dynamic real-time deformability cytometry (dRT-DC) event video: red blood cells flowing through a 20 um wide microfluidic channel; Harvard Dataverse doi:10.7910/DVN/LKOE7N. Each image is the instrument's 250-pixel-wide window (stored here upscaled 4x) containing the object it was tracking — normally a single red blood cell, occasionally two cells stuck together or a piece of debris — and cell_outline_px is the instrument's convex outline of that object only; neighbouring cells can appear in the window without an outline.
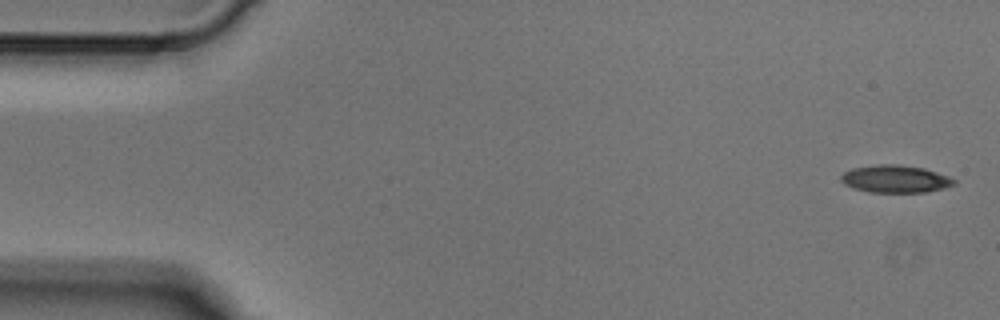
{"species": "Egyptian fruit bat (a non-hibernating species)", "species_latin": "Rousettus aegyptiacus", "temperature_condition": "cold", "stored_images_in_passage": 3, "camera_frame_rate_fps": 3000, "um_per_image_px": 0.085, "animal": {"sex": "male"}, "frame": {"image": 1, "passage_image": 1, "time_ms": 0.0, "image_size_px": [1000, 320], "cell_outline_px": [[956, 184], [944, 188], [924, 192], [868, 192], [852, 188], [844, 184], [840, 180], [840, 176], [844, 172], [852, 168], [880, 164], [896, 164], [924, 168], [948, 176], [956, 180]], "centroid_in_image_um": [76.08, 15.21], "position_along_channel_um": 8.9, "area_um2": 18.15}}